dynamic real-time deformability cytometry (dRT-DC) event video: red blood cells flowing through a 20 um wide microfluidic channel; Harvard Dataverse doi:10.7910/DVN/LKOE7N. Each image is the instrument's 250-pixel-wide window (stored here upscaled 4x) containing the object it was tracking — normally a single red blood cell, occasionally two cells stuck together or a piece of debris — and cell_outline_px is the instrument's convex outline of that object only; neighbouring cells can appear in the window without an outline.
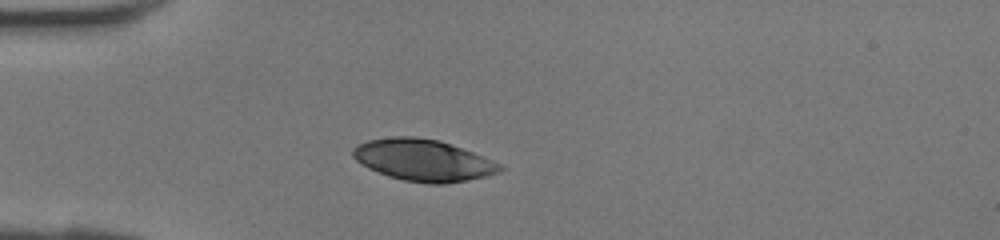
{"species": "human", "species_latin": "Homo sapiens", "temperature_condition": "room temperature", "stored_images_in_passage": 31, "camera_frame_rate_fps": 3000, "um_per_image_px": 0.085, "donor": {"sex": "female"}, "frame": {"image": 1, "passage_image": 1, "time_ms": 0.0, "image_size_px": [1000, 240], "cell_outline_px": [[504, 168], [500, 172], [468, 180], [444, 184], [428, 184], [404, 180], [388, 176], [368, 168], [356, 160], [352, 156], [352, 148], [356, 144], [368, 140], [396, 136], [412, 136], [440, 140], [504, 164]], "centroid_in_image_um": [35.97, 13.61], "position_along_channel_um": 49.0, "area_um2": 35.84}}
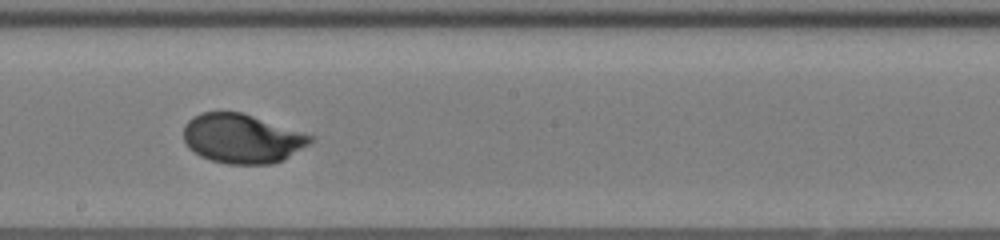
{"frame": {"image": 2, "passage_image": 13, "time_ms": 4.0, "image_size_px": [1000, 240], "cell_outline_px": [[316, 136], [308, 144], [284, 160], [272, 164], [228, 164], [212, 160], [200, 156], [188, 148], [184, 140], [184, 124], [192, 116], [200, 112], [240, 112]], "centroid_in_image_um": [20.55, 11.78], "position_along_channel_um": 227.6, "area_um2": 36.41}}
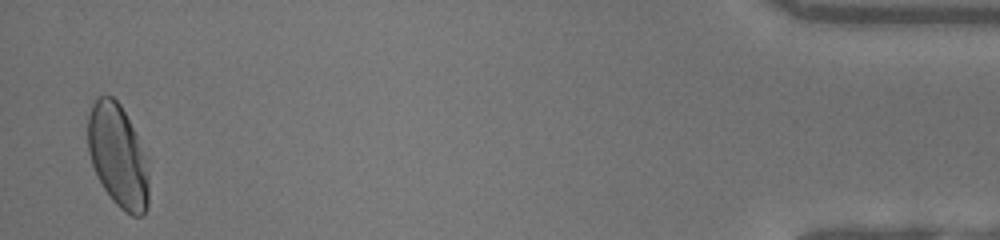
{"frame": {"image": 3, "passage_image": 30, "time_ms": 9.667, "image_size_px": [1000, 240], "cell_outline_px": [[148, 208], [144, 216], [132, 216], [124, 212], [112, 200], [104, 188], [92, 164], [88, 152], [88, 116], [92, 104], [100, 96], [112, 96], [120, 104], [136, 136], [144, 156], [148, 176]], "centroid_in_image_um": [10.01, 13.3], "position_along_channel_um": 425.2, "area_um2": 35.95}}